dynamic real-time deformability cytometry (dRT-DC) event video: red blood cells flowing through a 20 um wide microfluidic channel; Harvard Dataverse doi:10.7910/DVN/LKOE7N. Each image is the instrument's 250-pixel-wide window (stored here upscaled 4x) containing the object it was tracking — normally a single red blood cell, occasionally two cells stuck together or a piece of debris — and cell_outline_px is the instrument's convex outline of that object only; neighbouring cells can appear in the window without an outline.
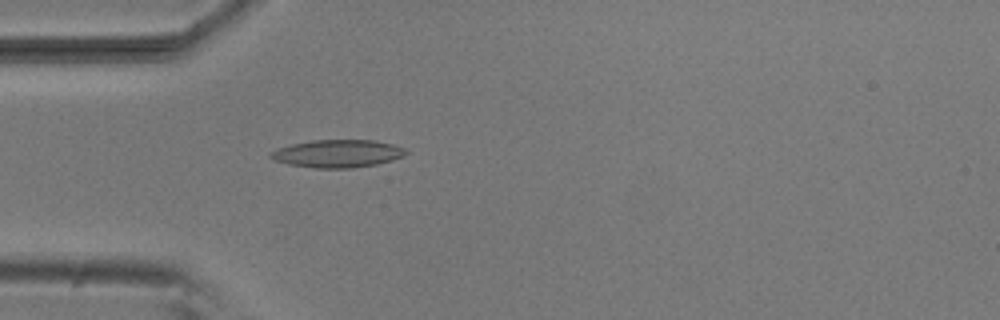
{"species": "common noctule bat (a hibernating species)", "species_latin": "Nyctalus noctula", "temperature_condition": "room temperature", "stored_images_in_passage": 53, "camera_frame_rate_fps": 3000, "um_per_image_px": 0.085, "animal": {"sex": "male", "body_mass_g": 20.5, "forearm_length_mm": 52.5}, "frame": {"image": 1, "passage_image": 15, "time_ms": 4.667, "image_size_px": [1000, 320], "cell_outline_px": [[408, 152], [404, 156], [392, 160], [376, 164], [352, 168], [316, 168], [288, 164], [276, 160], [268, 156], [276, 148], [292, 144], [312, 140], [376, 140], [392, 144], [404, 148]], "centroid_in_image_um": [28.71, 13.05], "position_along_channel_um": 56.3, "area_um2": 21.79}}
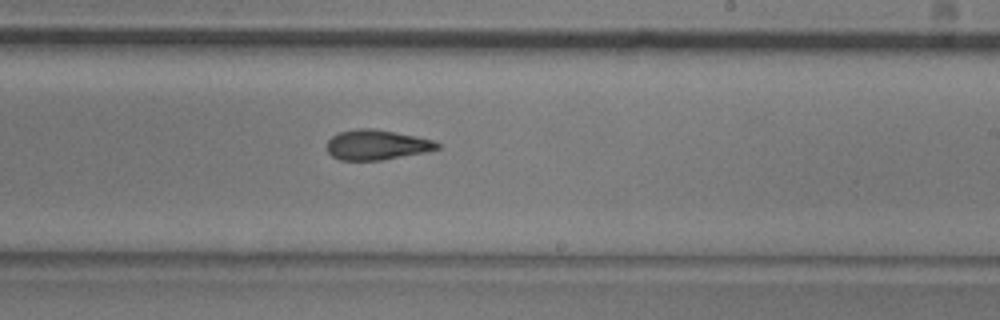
{"frame": {"image": 2, "passage_image": 31, "time_ms": 10.0, "image_size_px": [1000, 320], "cell_outline_px": [[440, 148], [428, 152], [380, 160], [340, 160], [332, 156], [328, 152], [328, 140], [332, 136], [340, 132], [356, 128], [372, 128], [396, 132], [416, 136], [432, 140], [440, 144]], "centroid_in_image_um": [32.04, 12.31], "position_along_channel_um": 257.0, "area_um2": 19.31}}
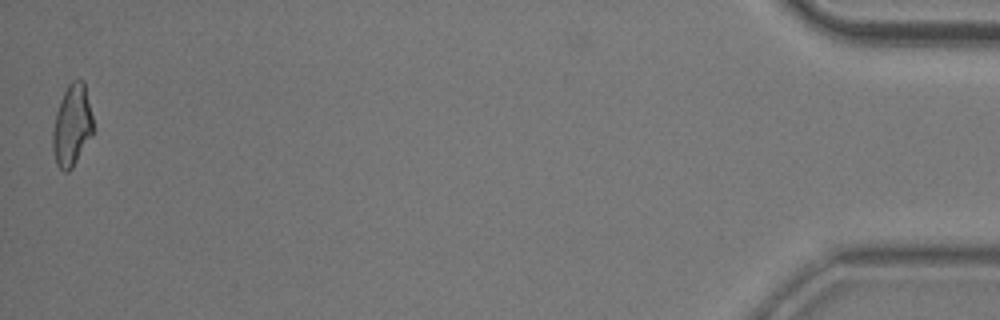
{"frame": {"image": 3, "passage_image": 52, "time_ms": 17.0, "image_size_px": [1000, 320], "cell_outline_px": [[92, 136], [72, 168], [68, 172], [64, 172], [56, 164], [52, 148], [52, 132], [56, 112], [60, 100], [68, 84], [72, 80], [84, 80], [92, 116]], "centroid_in_image_um": [6.1, 10.67], "position_along_channel_um": 429.1, "area_um2": 19.19}, "authors_computed_cell_mechanics": {"area_um2": 19.5942, "velocity_mm_per_s": 3.821, "shape_relaxation_time_tau1_ms": 5.9132, "shape_relaxation_time_tau2_ms": 3.4531, "deformation_change_tau1": 0.1839, "deformation_change_tau2": 0.1226}}